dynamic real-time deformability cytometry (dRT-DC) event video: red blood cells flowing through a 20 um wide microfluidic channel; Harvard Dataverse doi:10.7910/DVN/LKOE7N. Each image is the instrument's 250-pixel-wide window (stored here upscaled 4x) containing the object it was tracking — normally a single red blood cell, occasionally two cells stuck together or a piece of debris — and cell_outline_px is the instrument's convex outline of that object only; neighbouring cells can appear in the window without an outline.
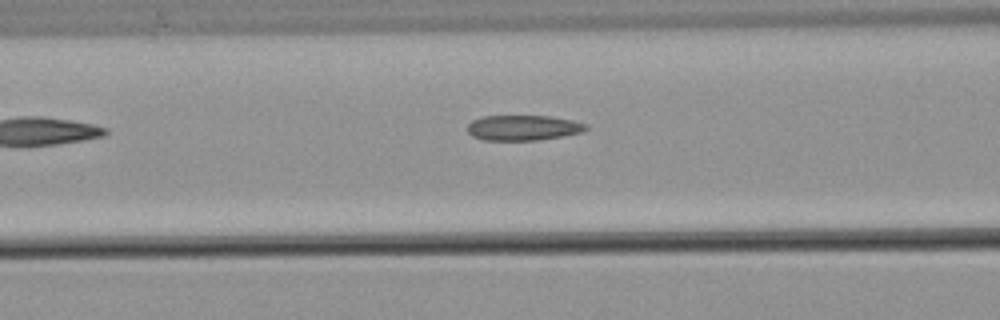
{"species": "common noctule bat (a hibernating species)", "species_latin": "Nyctalus noctula", "temperature_condition": "warm", "stored_images_in_passage": 6, "camera_frame_rate_fps": 3000, "um_per_image_px": 0.085, "animal": {"sex": "male", "body_mass_g": 21.5, "forearm_length_mm": 52.0}, "frame": {"image": 1, "passage_image": 6, "time_ms": 7.0, "image_size_px": [1000, 320], "cell_outline_px": [[588, 128], [580, 132], [564, 136], [536, 140], [484, 140], [472, 136], [468, 132], [468, 124], [472, 120], [484, 116], [548, 116], [572, 120], [588, 124]], "centroid_in_image_um": [44.46, 10.86], "position_along_channel_um": 122.1, "area_um2": 17.4}}